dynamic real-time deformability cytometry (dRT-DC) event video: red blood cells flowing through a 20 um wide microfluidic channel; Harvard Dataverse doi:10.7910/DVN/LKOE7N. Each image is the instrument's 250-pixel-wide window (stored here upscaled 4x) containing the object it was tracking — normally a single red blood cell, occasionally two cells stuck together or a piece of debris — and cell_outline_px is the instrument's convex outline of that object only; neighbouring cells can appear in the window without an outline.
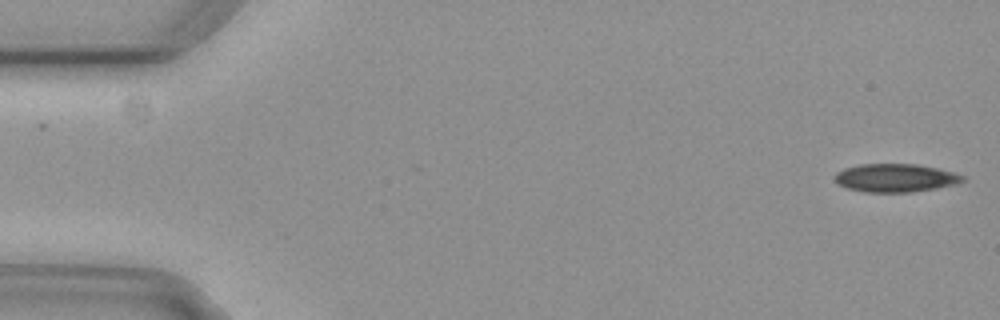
{"species": "common noctule bat (a hibernating species)", "species_latin": "Nyctalus noctula", "temperature_condition": "cold", "stored_images_in_passage": 5, "camera_frame_rate_fps": 3000, "um_per_image_px": 0.085, "animal": {"sex": "female", "body_mass_g": 29.2, "forearm_length_mm": 56.3}, "frame": {"image": 1, "passage_image": 1, "time_ms": 0.0, "image_size_px": [1000, 320], "cell_outline_px": [[964, 180], [960, 184], [912, 192], [864, 192], [848, 188], [840, 184], [832, 176], [836, 172], [844, 168], [860, 164], [916, 164], [936, 168], [952, 172], [964, 176]], "centroid_in_image_um": [76.11, 15.12], "position_along_channel_um": 8.9, "area_um2": 21.04}}